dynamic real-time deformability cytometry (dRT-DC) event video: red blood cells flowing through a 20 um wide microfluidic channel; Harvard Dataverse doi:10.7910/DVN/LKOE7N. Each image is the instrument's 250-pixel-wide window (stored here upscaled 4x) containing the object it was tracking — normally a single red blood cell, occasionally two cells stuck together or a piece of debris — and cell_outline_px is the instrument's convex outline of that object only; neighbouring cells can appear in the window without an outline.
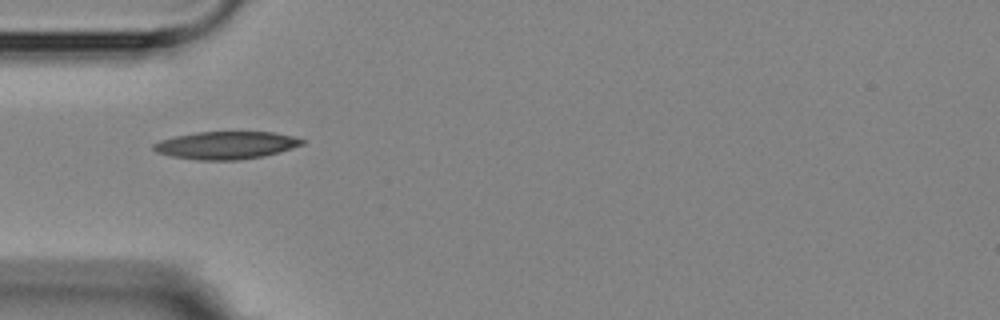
{"species": "Egyptian fruit bat (a non-hibernating species)", "species_latin": "Rousettus aegyptiacus", "temperature_condition": "room temperature", "stored_images_in_passage": 7, "camera_frame_rate_fps": 3000, "um_per_image_px": 0.085, "animal": {"sex": "female"}, "frame": {"image": 1, "passage_image": 1, "time_ms": 0.0, "image_size_px": [1000, 320], "cell_outline_px": [[304, 144], [280, 152], [264, 156], [236, 160], [196, 160], [172, 156], [156, 152], [152, 148], [152, 144], [160, 140], [176, 136], [196, 132], [272, 132], [292, 136], [304, 140]], "centroid_in_image_um": [19.2, 12.35], "position_along_channel_um": 65.8, "area_um2": 23.87}}
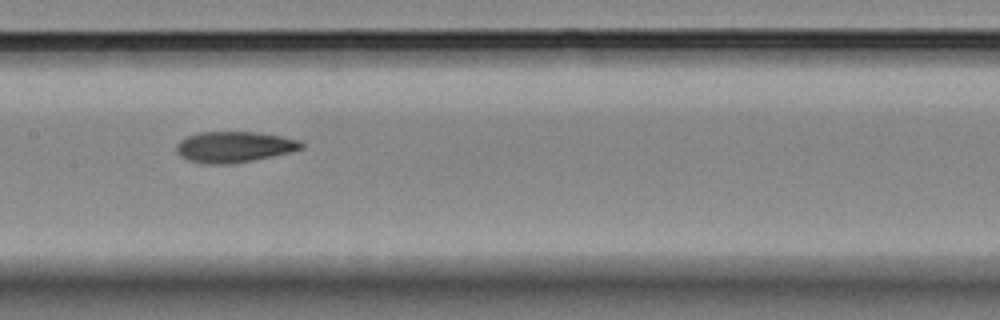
{"frame": {"image": 2, "passage_image": 4, "time_ms": 3.333, "image_size_px": [1000, 320], "cell_outline_px": [[304, 148], [292, 152], [232, 164], [204, 164], [188, 160], [180, 156], [176, 152], [176, 144], [180, 140], [188, 136], [200, 132], [256, 132], [280, 136], [300, 140], [304, 144]], "centroid_in_image_um": [19.9, 12.49], "position_along_channel_um": 187.5, "area_um2": 22.6}}
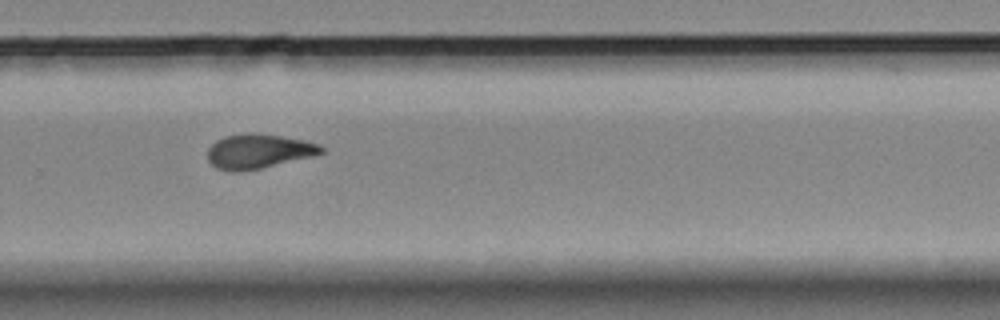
{"frame": {"image": 3, "passage_image": 7, "time_ms": 6.667, "image_size_px": [1000, 320], "cell_outline_px": [[324, 152], [312, 156], [260, 168], [240, 172], [232, 172], [216, 168], [208, 160], [208, 148], [216, 140], [224, 136], [252, 132], [256, 132], [304, 140], [320, 144], [324, 148]], "centroid_in_image_um": [21.95, 12.85], "position_along_channel_um": 307.8, "area_um2": 22.83}}